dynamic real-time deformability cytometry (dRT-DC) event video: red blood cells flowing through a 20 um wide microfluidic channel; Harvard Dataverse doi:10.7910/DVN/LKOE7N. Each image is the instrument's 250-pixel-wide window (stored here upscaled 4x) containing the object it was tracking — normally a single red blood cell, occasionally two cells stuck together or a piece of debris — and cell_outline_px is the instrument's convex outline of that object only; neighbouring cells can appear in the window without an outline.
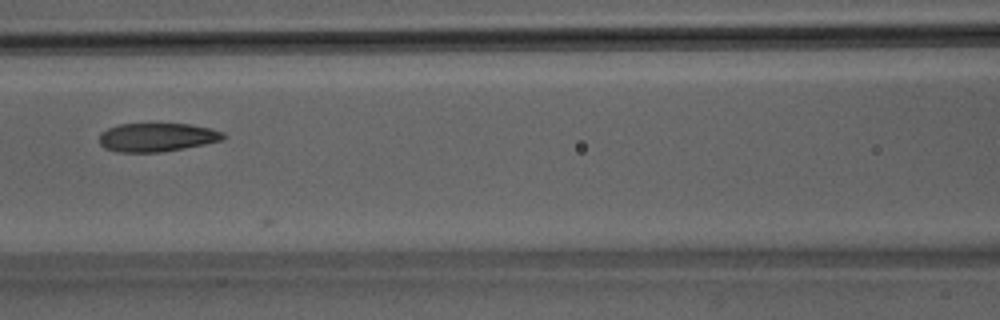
{"species": "Egyptian fruit bat (a non-hibernating species)", "species_latin": "Rousettus aegyptiacus", "temperature_condition": "room temperature", "stored_images_in_passage": 11, "camera_frame_rate_fps": 3000, "um_per_image_px": 0.085, "animal": {"sex": "male"}, "frame": {"image": 1, "passage_image": 8, "time_ms": 2.333, "image_size_px": [1000, 320], "cell_outline_px": [[228, 136], [220, 140], [204, 144], [184, 148], [160, 152], [116, 152], [104, 148], [100, 144], [100, 132], [108, 128], [120, 124], [188, 124], [208, 128], [224, 132]], "centroid_in_image_um": [13.32, 11.67], "position_along_channel_um": 153.3, "area_um2": 20.58}}